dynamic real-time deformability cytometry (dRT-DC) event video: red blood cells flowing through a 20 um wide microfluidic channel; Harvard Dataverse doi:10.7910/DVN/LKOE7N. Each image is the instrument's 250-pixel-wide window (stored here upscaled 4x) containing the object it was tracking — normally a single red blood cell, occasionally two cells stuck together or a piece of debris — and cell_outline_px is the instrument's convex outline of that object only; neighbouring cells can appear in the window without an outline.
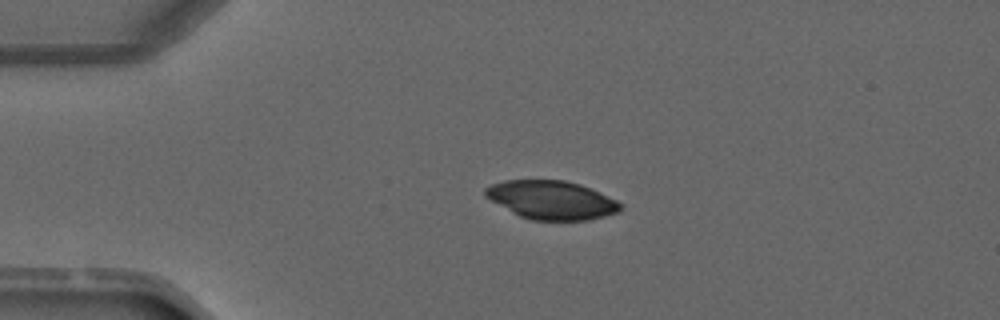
{"species": "common noctule bat (a hibernating species)", "species_latin": "Nyctalus noctula", "temperature_condition": "warm", "stored_images_in_passage": 2, "camera_frame_rate_fps": 3000, "um_per_image_px": 0.085, "animal": {"sex": "male", "forearm_length_mm": 52.5}, "frame": {"image": 1, "passage_image": 1, "time_ms": 0.0, "image_size_px": [1000, 320], "cell_outline_px": [[624, 204], [620, 212], [588, 220], [532, 220], [520, 216], [512, 212], [484, 196], [484, 188], [492, 184], [504, 180], [564, 180], [580, 184], [616, 200]], "centroid_in_image_um": [46.88, 17.0], "position_along_channel_um": 38.1, "area_um2": 30.29}}